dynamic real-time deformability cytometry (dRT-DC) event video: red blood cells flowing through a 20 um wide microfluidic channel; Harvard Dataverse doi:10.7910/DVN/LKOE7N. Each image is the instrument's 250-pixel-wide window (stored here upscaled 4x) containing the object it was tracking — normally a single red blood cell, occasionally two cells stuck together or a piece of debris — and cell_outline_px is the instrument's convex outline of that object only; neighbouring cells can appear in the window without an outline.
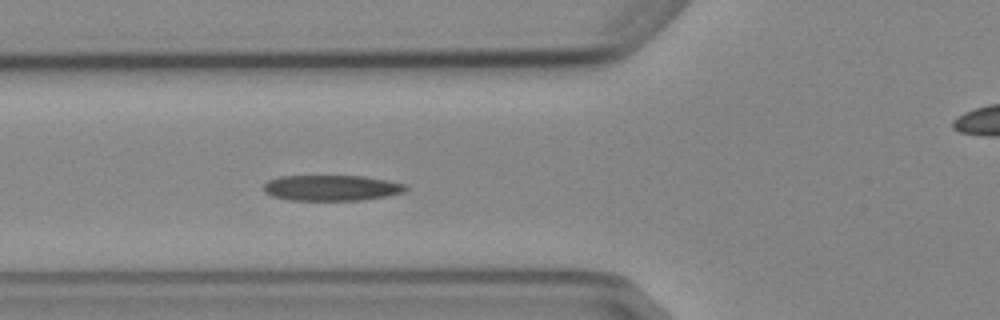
{"species": "Egyptian fruit bat (a non-hibernating species)", "species_latin": "Rousettus aegyptiacus", "temperature_condition": "cold", "stored_images_in_passage": 5, "segment_of_instrument_passage": [1, 2], "camera_frame_rate_fps": 3000, "um_per_image_px": 0.085, "animal": {"sex": "female"}, "frame": {"image": 1, "passage_image": 4, "time_ms": 3.333, "image_size_px": [1000, 320], "cell_outline_px": [[408, 188], [404, 192], [364, 200], [288, 200], [272, 196], [264, 192], [264, 184], [268, 180], [280, 176], [364, 176], [408, 184]], "centroid_in_image_um": [28.18, 15.97], "position_along_channel_um": 97.6, "area_um2": 21.33}}